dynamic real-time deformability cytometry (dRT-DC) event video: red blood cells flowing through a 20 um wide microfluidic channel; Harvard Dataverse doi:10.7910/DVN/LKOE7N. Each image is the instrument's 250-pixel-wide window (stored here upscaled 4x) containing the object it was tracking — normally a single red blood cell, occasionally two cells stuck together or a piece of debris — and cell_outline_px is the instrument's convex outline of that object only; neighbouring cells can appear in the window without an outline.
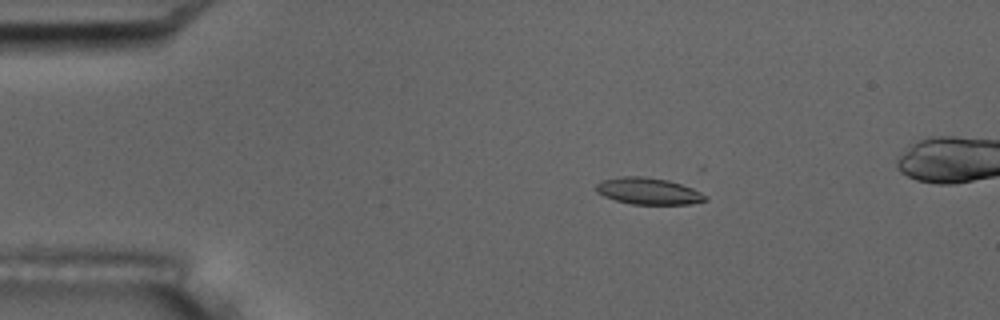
{"species": "common noctule bat (a hibernating species)", "species_latin": "Nyctalus noctula", "temperature_condition": "room temperature", "stored_images_in_passage": 7, "camera_frame_rate_fps": 3000, "um_per_image_px": 0.085, "animal": {"sex": "male", "body_mass_g": 17.5, "forearm_length_mm": 52.3}, "frame": {"image": 1, "passage_image": 3, "time_ms": 2.0, "image_size_px": [1000, 320], "cell_outline_px": [[708, 200], [692, 204], [632, 204], [616, 200], [604, 196], [596, 192], [596, 184], [600, 180], [620, 176], [644, 176], [668, 180], [692, 188], [708, 196]], "centroid_in_image_um": [55.1, 16.24], "position_along_channel_um": 29.9, "area_um2": 17.05}}